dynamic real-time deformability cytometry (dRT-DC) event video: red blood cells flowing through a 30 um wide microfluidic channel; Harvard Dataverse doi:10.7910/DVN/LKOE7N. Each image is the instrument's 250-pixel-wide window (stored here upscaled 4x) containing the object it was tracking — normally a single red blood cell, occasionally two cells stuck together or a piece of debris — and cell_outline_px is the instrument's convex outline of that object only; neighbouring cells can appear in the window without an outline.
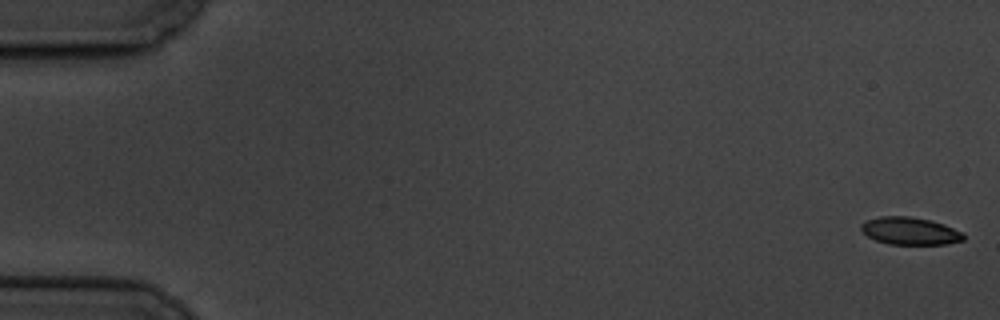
{"species": "common noctule bat (a hibernating species)", "species_latin": "Nyctalus noctula", "temperature_condition": "cold", "stored_images_in_passage": 2, "camera_frame_rate_fps": 3000, "um_per_image_px": 0.085, "animal": {"sex": "male", "body_mass_g": 19.5, "forearm_length_mm": 54.6}, "frame": {"image": 1, "passage_image": 1, "time_ms": 0.0, "image_size_px": [1000, 320], "cell_outline_px": [[964, 240], [948, 244], [888, 244], [876, 240], [868, 236], [860, 228], [860, 224], [864, 220], [880, 216], [908, 216], [932, 220], [944, 224], [964, 232]], "centroid_in_image_um": [77.36, 19.62], "position_along_channel_um": 7.6, "area_um2": 16.59}}